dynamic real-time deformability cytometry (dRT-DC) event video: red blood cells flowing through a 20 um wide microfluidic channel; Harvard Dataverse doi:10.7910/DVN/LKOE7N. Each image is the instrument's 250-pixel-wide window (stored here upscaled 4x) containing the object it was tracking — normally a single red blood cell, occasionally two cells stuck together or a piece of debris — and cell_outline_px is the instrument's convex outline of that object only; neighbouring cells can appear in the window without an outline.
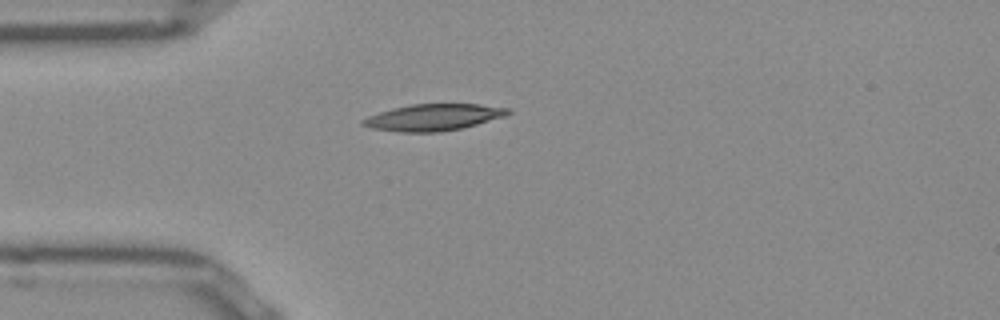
{"species": "Egyptian fruit bat (a non-hibernating species)", "species_latin": "Rousettus aegyptiacus", "temperature_condition": "room temperature", "stored_images_in_passage": 39, "camera_frame_rate_fps": 3000, "um_per_image_px": 0.085, "frame": {"image": 1, "passage_image": 1, "time_ms": 0.0, "image_size_px": [1000, 320], "cell_outline_px": [[512, 112], [504, 116], [476, 124], [460, 128], [440, 132], [400, 132], [372, 128], [360, 124], [360, 120], [368, 116], [392, 108], [412, 104], [480, 104], [512, 108]], "centroid_in_image_um": [36.83, 9.96], "position_along_channel_um": 48.2, "area_um2": 22.43}}
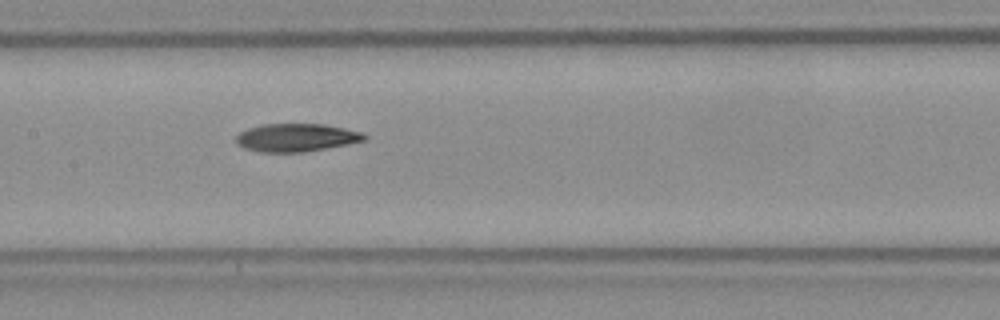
{"frame": {"image": 2, "passage_image": 12, "time_ms": 3.667, "image_size_px": [1000, 320], "cell_outline_px": [[368, 140], [348, 144], [304, 152], [260, 152], [244, 148], [236, 144], [236, 136], [240, 132], [248, 128], [264, 124], [324, 124], [344, 128], [360, 132], [368, 136]], "centroid_in_image_um": [25.19, 11.7], "position_along_channel_um": 182.2, "area_um2": 20.98}}
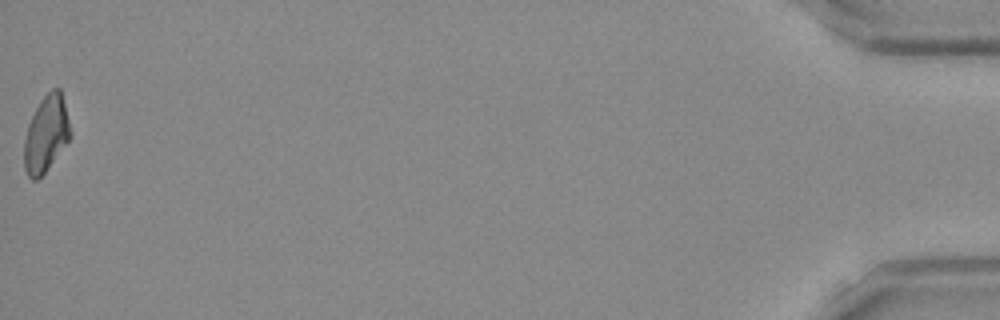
{"frame": {"image": 3, "passage_image": 39, "time_ms": 12.667, "image_size_px": [1000, 320], "cell_outline_px": [[72, 136], [44, 172], [36, 180], [32, 180], [28, 176], [24, 168], [24, 140], [28, 124], [40, 100], [52, 88], [60, 88], [72, 132]], "centroid_in_image_um": [3.92, 11.37], "position_along_channel_um": 431.3, "area_um2": 20.35}}